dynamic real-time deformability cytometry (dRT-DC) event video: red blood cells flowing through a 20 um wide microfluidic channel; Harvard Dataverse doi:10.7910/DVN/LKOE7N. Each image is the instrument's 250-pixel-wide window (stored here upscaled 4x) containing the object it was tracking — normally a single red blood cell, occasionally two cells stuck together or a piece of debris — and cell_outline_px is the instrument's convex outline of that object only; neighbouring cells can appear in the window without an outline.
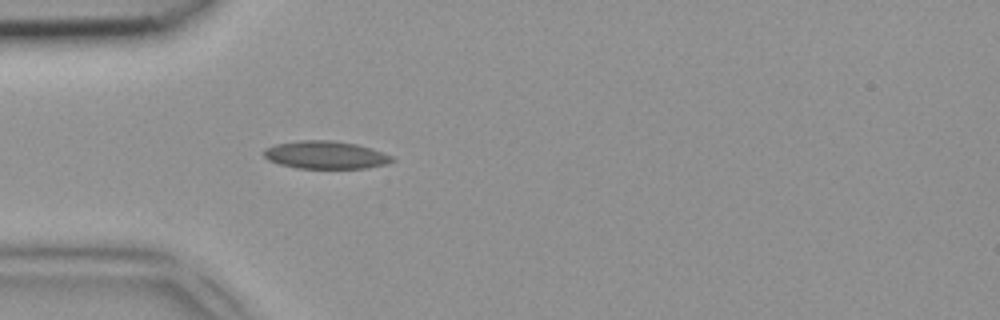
{"species": "common noctule bat (a hibernating species)", "species_latin": "Nyctalus noctula", "temperature_condition": "room temperature", "stored_images_in_passage": 34, "camera_frame_rate_fps": 3000, "um_per_image_px": 0.085, "animal": {"sex": "female", "body_mass_g": 18.4}, "frame": {"image": 1, "passage_image": 1, "time_ms": 0.0, "image_size_px": [1000, 320], "cell_outline_px": [[396, 160], [388, 164], [364, 168], [296, 168], [280, 164], [268, 160], [264, 156], [264, 148], [276, 144], [300, 140], [332, 140], [356, 144], [372, 148], [384, 152], [392, 156]], "centroid_in_image_um": [27.7, 13.17], "position_along_channel_um": 57.3, "area_um2": 20.87}}
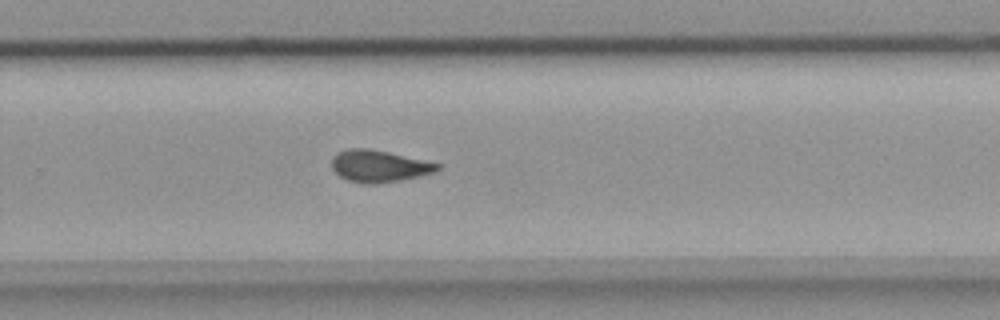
{"frame": {"image": 2, "passage_image": 18, "time_ms": 5.667, "image_size_px": [1000, 320], "cell_outline_px": [[440, 168], [436, 172], [400, 180], [376, 184], [364, 184], [348, 180], [340, 176], [332, 168], [332, 156], [336, 152], [348, 148], [368, 148], [388, 152], [440, 164]], "centroid_in_image_um": [32.18, 14.11], "position_along_channel_um": 297.6, "area_um2": 19.59}}
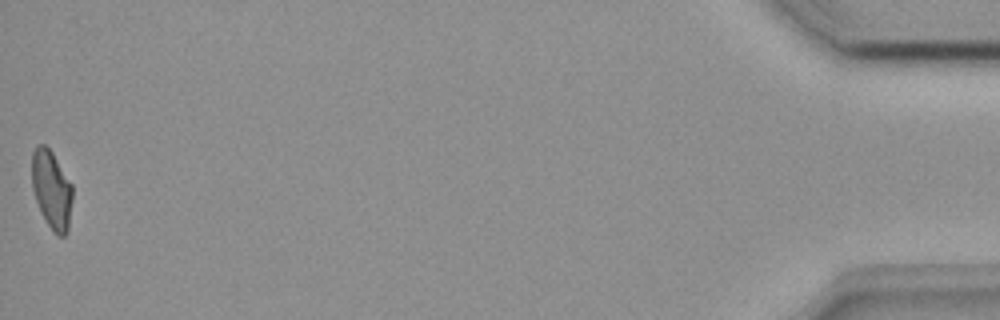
{"frame": {"image": 3, "passage_image": 34, "time_ms": 11.0, "image_size_px": [1000, 320], "cell_outline_px": [[72, 200], [68, 228], [64, 236], [56, 236], [52, 232], [40, 212], [32, 188], [32, 152], [36, 144], [44, 144], [52, 152], [72, 184]], "centroid_in_image_um": [4.38, 16.13], "position_along_channel_um": 430.8, "area_um2": 18.67}}